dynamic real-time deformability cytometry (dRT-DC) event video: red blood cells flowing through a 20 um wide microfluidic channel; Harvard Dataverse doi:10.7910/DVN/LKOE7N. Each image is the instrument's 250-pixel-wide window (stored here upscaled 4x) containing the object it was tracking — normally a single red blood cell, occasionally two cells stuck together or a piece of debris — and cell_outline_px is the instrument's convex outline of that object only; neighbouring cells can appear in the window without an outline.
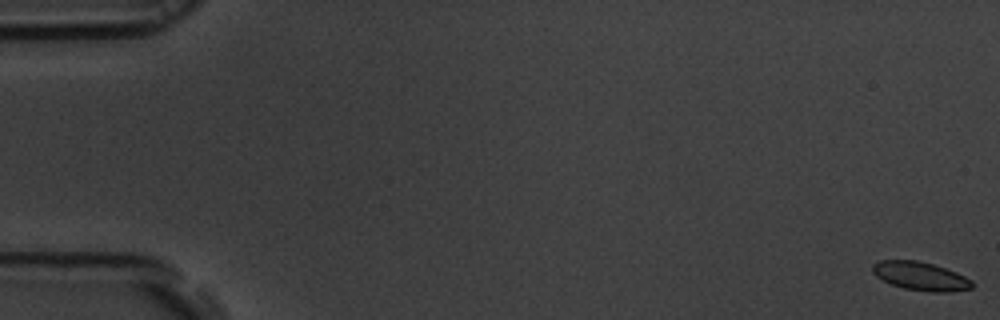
{"species": "common noctule bat (a hibernating species)", "species_latin": "Nyctalus noctula", "temperature_condition": "room temperature", "stored_images_in_passage": 57, "camera_frame_rate_fps": 3000, "um_per_image_px": 0.085, "animal": {"sex": "male", "body_mass_g": 19.5, "forearm_length_mm": 54.6}, "frame": {"image": 1, "passage_image": 1, "time_ms": 0.0, "image_size_px": [1000, 320], "cell_outline_px": [[972, 288], [948, 292], [932, 292], [904, 288], [892, 284], [876, 276], [872, 272], [872, 264], [880, 260], [916, 260], [932, 264], [956, 272], [972, 280]], "centroid_in_image_um": [78.23, 23.46], "position_along_channel_um": 6.8, "area_um2": 16.36}}
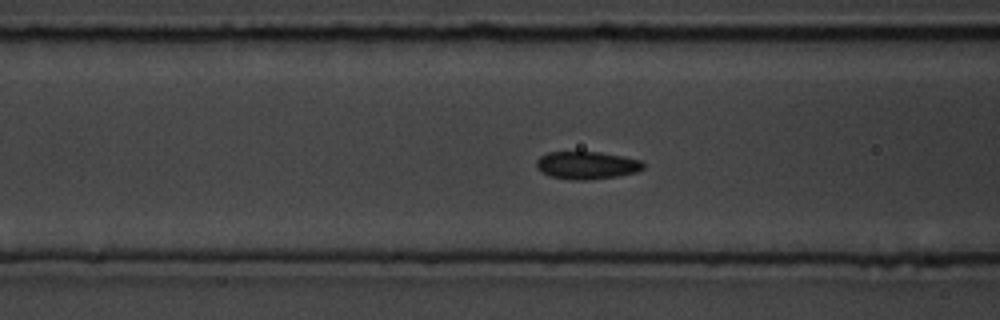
{"frame": {"image": 2, "passage_image": 23, "time_ms": 7.333, "image_size_px": [1000, 320], "cell_outline_px": [[644, 168], [636, 172], [616, 176], [584, 180], [572, 180], [552, 176], [536, 168], [536, 160], [540, 156], [548, 152], [600, 152], [624, 156], [640, 160], [644, 164]], "centroid_in_image_um": [49.88, 14.03], "position_along_channel_um": 116.7, "area_um2": 17.11}}
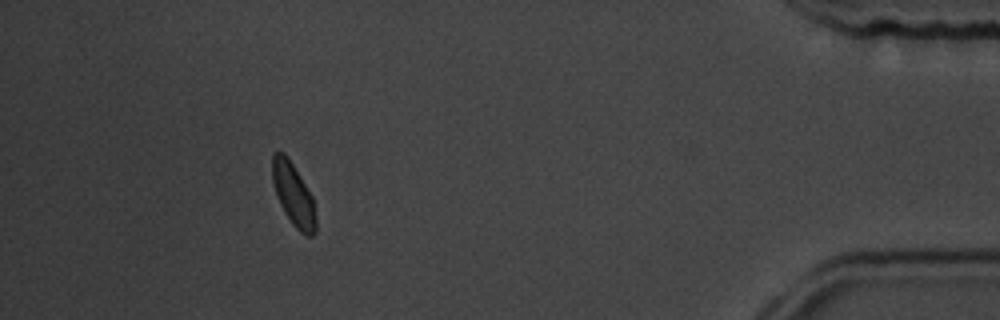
{"frame": {"image": 3, "passage_image": 52, "time_ms": 17.0, "image_size_px": [1000, 320], "cell_outline_px": [[316, 232], [312, 236], [304, 236], [292, 224], [284, 212], [280, 204], [272, 180], [272, 152], [284, 152], [288, 156], [312, 196], [316, 216]], "centroid_in_image_um": [24.94, 16.55], "position_along_channel_um": 410.3, "area_um2": 15.95}, "authors_computed_cell_mechanics": {"area_um2": 16.6464, "velocity_mm_per_s": 3.6354, "shape_relaxation_time_tau1_ms": 4.6007, "shape_relaxation_time_tau2_ms": null, "deformation_change_tau1": 0.0889, "deformation_change_tau2": null}}